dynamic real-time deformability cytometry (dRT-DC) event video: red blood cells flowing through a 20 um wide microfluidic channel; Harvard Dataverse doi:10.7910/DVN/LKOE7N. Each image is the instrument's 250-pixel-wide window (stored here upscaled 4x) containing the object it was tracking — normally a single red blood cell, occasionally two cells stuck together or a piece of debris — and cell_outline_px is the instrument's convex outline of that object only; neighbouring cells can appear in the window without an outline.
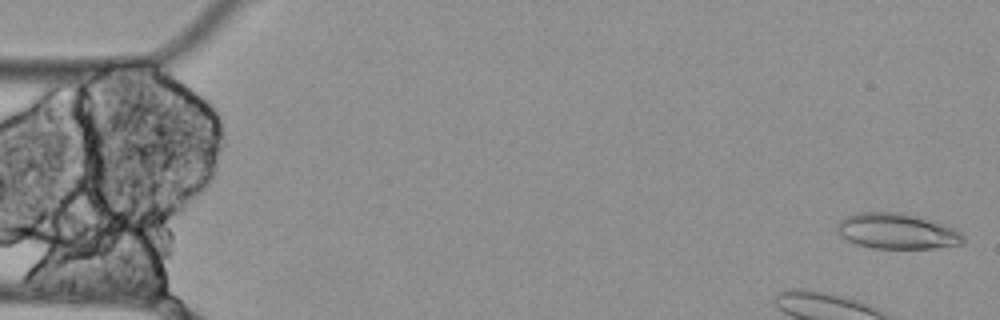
{"species": "Egyptian fruit bat (a non-hibernating species)", "species_latin": "Rousettus aegyptiacus", "temperature_condition": "cold", "stored_images_in_passage": 55, "camera_frame_rate_fps": 3000, "um_per_image_px": 0.085, "animal": {"sex": "female"}, "frame": {"image": 1, "passage_image": 1, "time_ms": 0.0, "image_size_px": [1000, 320], "cell_outline_px": [[964, 244], [932, 248], [872, 248], [856, 244], [844, 240], [836, 232], [836, 224], [844, 216], [856, 212], [900, 212], [936, 220], [948, 224], [960, 232], [964, 236]], "centroid_in_image_um": [76.22, 19.64], "position_along_channel_um": 8.8, "area_um2": 26.82}}
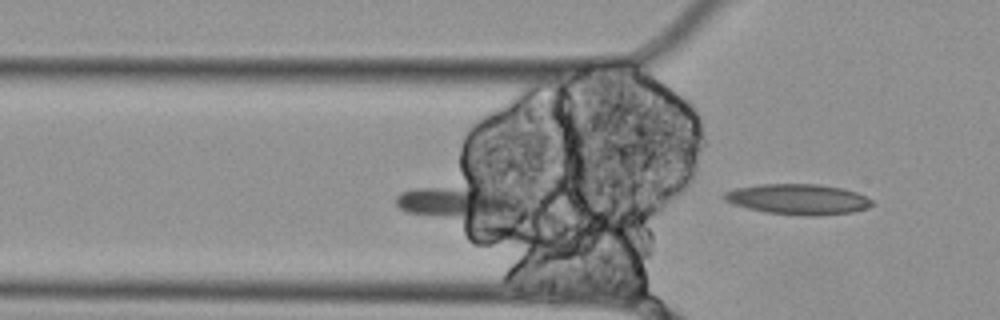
{"frame": {"image": 2, "passage_image": 16, "time_ms": 5.0, "image_size_px": [1000, 320], "cell_outline_px": [[524, 212], [484, 228], [408, 212], [400, 208], [396, 204], [396, 196], [400, 192], [416, 188], [476, 188], [508, 196], [520, 200]], "centroid_in_image_um": [39.12, 17.44], "position_along_channel_um": 86.7, "area_um2": 25.89}, "authors_computed_cell_mechanics": {"area_um2": 17.1088, "velocity_mm_per_s": 3.4435, "shape_relaxation_time_tau1_ms": null, "shape_relaxation_time_tau2_ms": 1.8459, "deformation_change_tau1": null, "deformation_change_tau2": 0.0576}}